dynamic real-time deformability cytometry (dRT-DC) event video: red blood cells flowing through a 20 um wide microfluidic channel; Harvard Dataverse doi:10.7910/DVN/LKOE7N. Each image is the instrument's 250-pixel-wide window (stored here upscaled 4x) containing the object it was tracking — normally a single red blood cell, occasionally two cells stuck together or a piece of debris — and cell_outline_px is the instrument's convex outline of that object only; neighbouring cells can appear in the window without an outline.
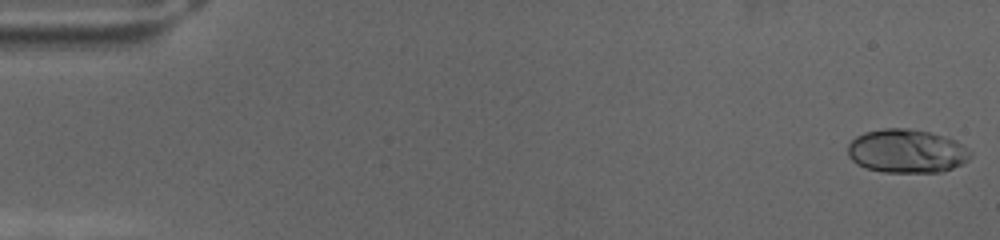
{"species": "human", "species_latin": "Homo sapiens", "temperature_condition": "cold", "stored_images_in_passage": 34, "camera_frame_rate_fps": 3000, "um_per_image_px": 0.085, "donor": {"sex": "female"}, "frame": {"image": 1, "passage_image": 1, "time_ms": 0.0, "image_size_px": [1000, 240], "cell_outline_px": [[972, 156], [964, 164], [952, 168], [936, 172], [884, 172], [864, 168], [856, 164], [848, 156], [848, 144], [856, 136], [864, 132], [884, 128], [908, 128], [928, 132], [956, 140], [972, 152]], "centroid_in_image_um": [77.06, 12.85], "position_along_channel_um": 7.9, "area_um2": 31.33}}
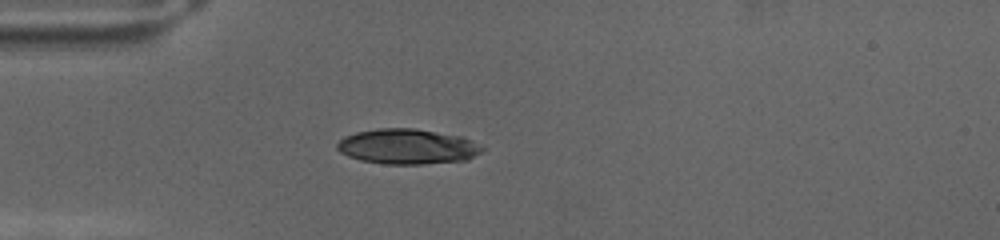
{"frame": {"image": 2, "passage_image": 20, "time_ms": 6.333, "image_size_px": [1000, 240], "cell_outline_px": [[484, 148], [480, 152], [468, 160], [424, 164], [384, 164], [360, 160], [348, 156], [340, 152], [336, 148], [336, 144], [344, 136], [356, 132], [380, 128], [416, 128], [464, 136]], "centroid_in_image_um": [34.63, 12.45], "position_along_channel_um": 50.4, "area_um2": 29.94}}
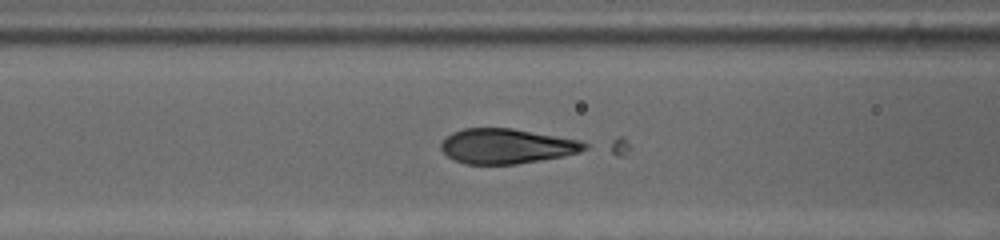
{"frame": {"image": 3, "passage_image": 29, "time_ms": 9.333, "image_size_px": [1000, 240], "cell_outline_px": [[588, 148], [580, 152], [564, 156], [516, 164], [464, 164], [448, 156], [440, 148], [440, 144], [452, 132], [464, 128], [512, 128], [580, 140], [588, 144]], "centroid_in_image_um": [43.08, 12.42], "position_along_channel_um": 123.5, "area_um2": 29.19}}